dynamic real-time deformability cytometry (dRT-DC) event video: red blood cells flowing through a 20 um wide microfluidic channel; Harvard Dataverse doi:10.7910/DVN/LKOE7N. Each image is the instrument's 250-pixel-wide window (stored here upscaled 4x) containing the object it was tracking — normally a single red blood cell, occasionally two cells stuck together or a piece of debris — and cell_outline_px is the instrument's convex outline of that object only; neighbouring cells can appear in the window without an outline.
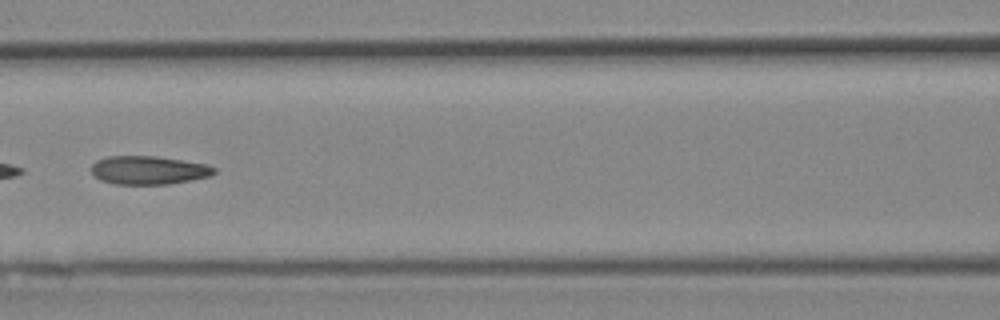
{"species": "Egyptian fruit bat (a non-hibernating species)", "species_latin": "Rousettus aegyptiacus", "temperature_condition": "cold", "stored_images_in_passage": 20, "camera_frame_rate_fps": 3000, "um_per_image_px": 0.085, "animal": {"sex": "female"}, "frame": {"image": 1, "passage_image": 12, "time_ms": 3.667, "image_size_px": [1000, 320], "cell_outline_px": [[216, 172], [212, 176], [192, 180], [168, 184], [116, 184], [100, 180], [92, 172], [92, 164], [96, 160], [108, 156], [156, 156], [208, 164], [216, 168]], "centroid_in_image_um": [12.67, 14.46], "position_along_channel_um": 153.9, "area_um2": 20.46}}
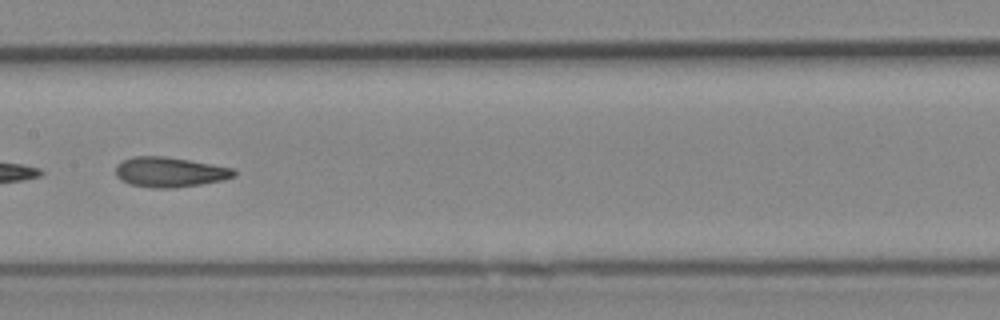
{"frame": {"image": 2, "passage_image": 15, "time_ms": 4.667, "image_size_px": [1000, 320], "cell_outline_px": [[236, 176], [220, 180], [200, 184], [172, 188], [152, 188], [128, 184], [120, 180], [116, 176], [116, 164], [132, 156], [164, 156], [236, 168]], "centroid_in_image_um": [14.41, 14.62], "position_along_channel_um": 193.0, "area_um2": 20.75}}